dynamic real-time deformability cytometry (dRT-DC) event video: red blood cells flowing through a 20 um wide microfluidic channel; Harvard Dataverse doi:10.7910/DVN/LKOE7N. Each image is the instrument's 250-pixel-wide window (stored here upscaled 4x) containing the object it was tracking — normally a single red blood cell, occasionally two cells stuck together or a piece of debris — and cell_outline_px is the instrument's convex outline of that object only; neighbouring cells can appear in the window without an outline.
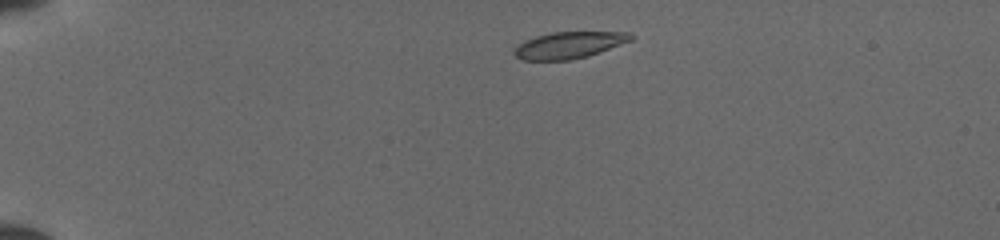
{"species": "common noctule bat (a hibernating species)", "species_latin": "Nyctalus noctula", "temperature_condition": "cold", "stored_images_in_passage": 20, "camera_frame_rate_fps": 3000, "um_per_image_px": 0.085, "animal": {"sex": "female", "body_mass_g": 19.5, "forearm_length_mm": 54.1}, "frame": {"image": 1, "passage_image": 1, "time_ms": 0.0, "image_size_px": [1000, 240], "cell_outline_px": [[632, 40], [588, 56], [568, 60], [524, 60], [516, 56], [516, 48], [524, 40], [536, 36], [552, 32], [628, 32], [632, 36]], "centroid_in_image_um": [48.38, 3.83], "position_along_channel_um": 36.6, "area_um2": 17.74}}
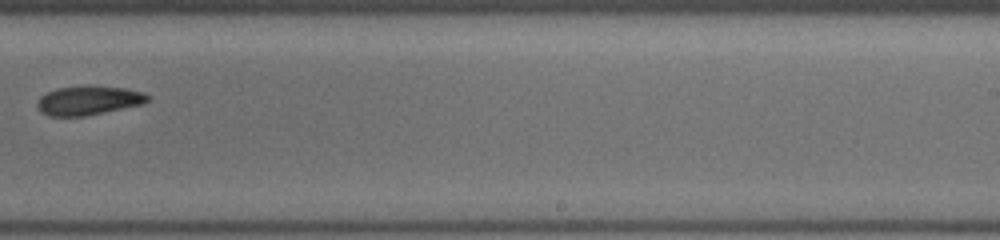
{"frame": {"image": 2, "passage_image": 10, "time_ms": 7.667, "image_size_px": [1000, 240], "cell_outline_px": [[148, 100], [140, 104], [84, 116], [48, 116], [40, 112], [36, 104], [40, 96], [48, 92], [60, 88], [88, 84], [96, 84], [124, 88], [140, 92], [148, 96]], "centroid_in_image_um": [7.45, 8.51], "position_along_channel_um": 281.5, "area_um2": 18.67}}
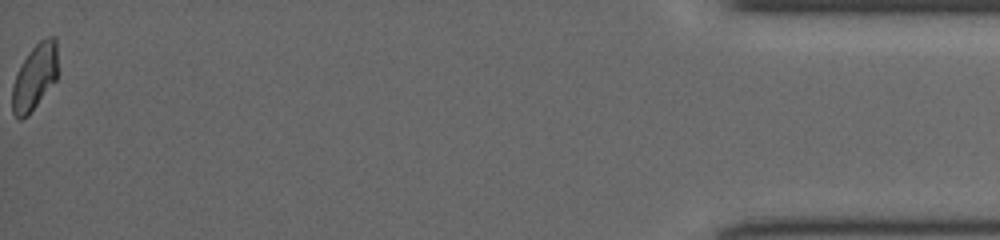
{"frame": {"image": 3, "passage_image": 20, "time_ms": 13.333, "image_size_px": [1000, 240], "cell_outline_px": [[60, 72], [56, 80], [28, 116], [20, 120], [16, 120], [12, 112], [12, 88], [16, 76], [24, 60], [32, 48], [40, 40], [48, 36], [56, 36]], "centroid_in_image_um": [3.0, 6.55], "position_along_channel_um": 432.2, "area_um2": 17.86}}